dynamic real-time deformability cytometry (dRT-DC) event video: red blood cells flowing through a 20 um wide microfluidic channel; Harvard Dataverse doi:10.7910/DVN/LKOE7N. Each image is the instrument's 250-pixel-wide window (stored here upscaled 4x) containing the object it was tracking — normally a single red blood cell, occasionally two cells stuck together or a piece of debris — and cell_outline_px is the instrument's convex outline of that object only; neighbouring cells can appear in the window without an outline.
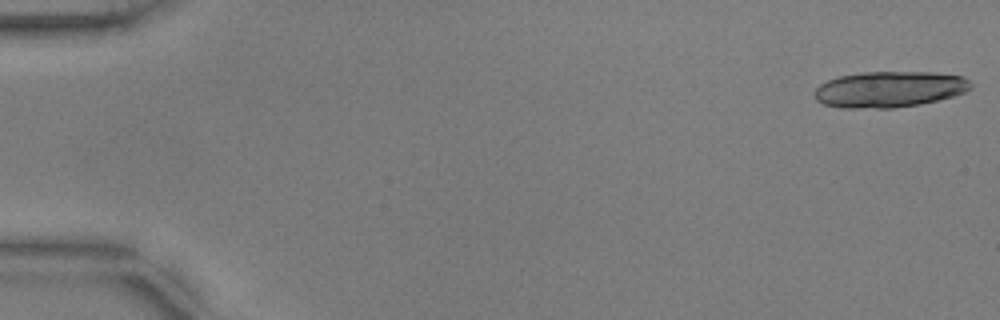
{"species": "common noctule bat (a hibernating species)", "species_latin": "Nyctalus noctula", "temperature_condition": "warm", "stored_images_in_passage": 19, "camera_frame_rate_fps": 3000, "um_per_image_px": 0.085, "animal": {"sex": "male", "body_mass_g": 17.9, "forearm_length_mm": 54.2}, "frame": {"image": 1, "passage_image": 1, "time_ms": 0.0, "image_size_px": [1000, 320], "cell_outline_px": [[972, 88], [964, 92], [952, 96], [920, 104], [892, 108], [840, 108], [824, 104], [816, 100], [812, 92], [820, 84], [828, 80], [840, 76], [864, 72], [932, 72], [964, 76], [972, 84]], "centroid_in_image_um": [75.58, 7.59], "position_along_channel_um": 9.4, "area_um2": 32.89}}